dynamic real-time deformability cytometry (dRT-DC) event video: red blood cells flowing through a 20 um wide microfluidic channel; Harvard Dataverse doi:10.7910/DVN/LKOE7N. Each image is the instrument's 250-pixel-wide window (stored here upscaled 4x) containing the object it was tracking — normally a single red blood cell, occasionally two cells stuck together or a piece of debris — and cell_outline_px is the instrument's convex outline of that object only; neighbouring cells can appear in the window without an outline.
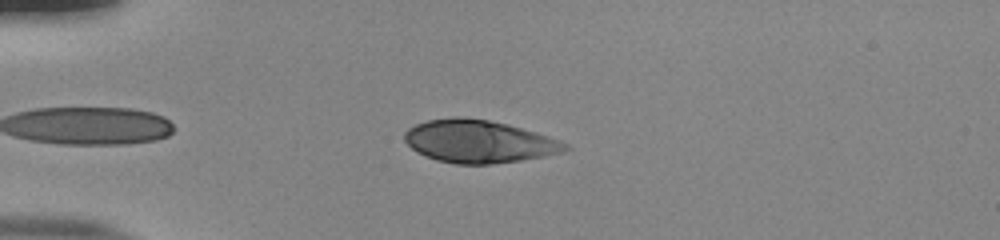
{"species": "human", "species_latin": "Homo sapiens", "temperature_condition": "room temperature", "stored_images_in_passage": 45, "camera_frame_rate_fps": 3000, "um_per_image_px": 0.085, "donor": {"sex": "male"}, "frame": {"image": 1, "passage_image": 10, "time_ms": 3.0, "image_size_px": [1000, 240], "cell_outline_px": [[572, 148], [564, 152], [544, 156], [520, 160], [492, 164], [456, 164], [436, 160], [416, 152], [404, 140], [404, 132], [408, 128], [416, 124], [428, 120], [456, 116], [460, 116], [488, 120], [508, 124], [536, 132], [560, 140], [568, 144]], "centroid_in_image_um": [40.71, 12.02], "position_along_channel_um": 44.3, "area_um2": 40.11}}
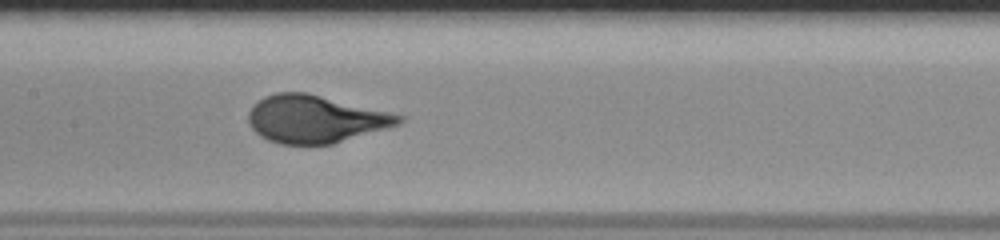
{"frame": {"image": 2, "passage_image": 23, "time_ms": 7.333, "image_size_px": [1000, 240], "cell_outline_px": [[404, 120], [400, 124], [332, 144], [280, 144], [268, 140], [260, 136], [248, 124], [248, 112], [252, 104], [264, 96], [276, 92], [304, 92], [388, 112], [404, 116]], "centroid_in_image_um": [26.74, 10.12], "position_along_channel_um": 180.7, "area_um2": 41.38}}
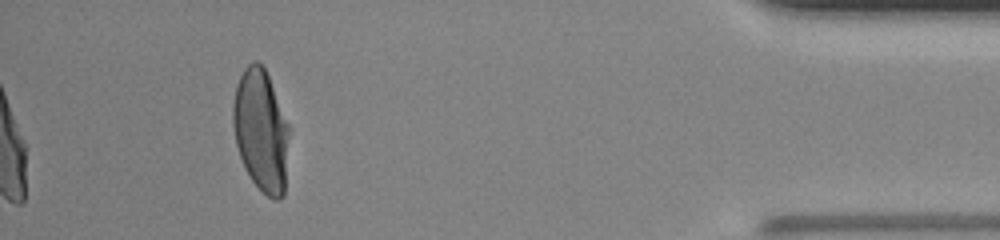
{"frame": {"image": 3, "passage_image": 45, "time_ms": 14.667, "image_size_px": [1000, 240], "cell_outline_px": [[288, 136], [284, 196], [280, 200], [272, 200], [252, 180], [244, 168], [236, 144], [232, 124], [232, 104], [236, 84], [244, 68], [252, 60], [256, 60], [264, 68], [268, 76], [288, 124]], "centroid_in_image_um": [22.15, 11.09], "position_along_channel_um": 413.0, "area_um2": 39.71}, "authors_computed_cell_mechanics": {"area_um2": 41.038, "velocity_mm_per_s": 3.8717, "shape_relaxation_time_tau1_ms": 3.9329, "shape_relaxation_time_tau2_ms": null, "deformation_change_tau1": 0.2232, "deformation_change_tau2": null}}